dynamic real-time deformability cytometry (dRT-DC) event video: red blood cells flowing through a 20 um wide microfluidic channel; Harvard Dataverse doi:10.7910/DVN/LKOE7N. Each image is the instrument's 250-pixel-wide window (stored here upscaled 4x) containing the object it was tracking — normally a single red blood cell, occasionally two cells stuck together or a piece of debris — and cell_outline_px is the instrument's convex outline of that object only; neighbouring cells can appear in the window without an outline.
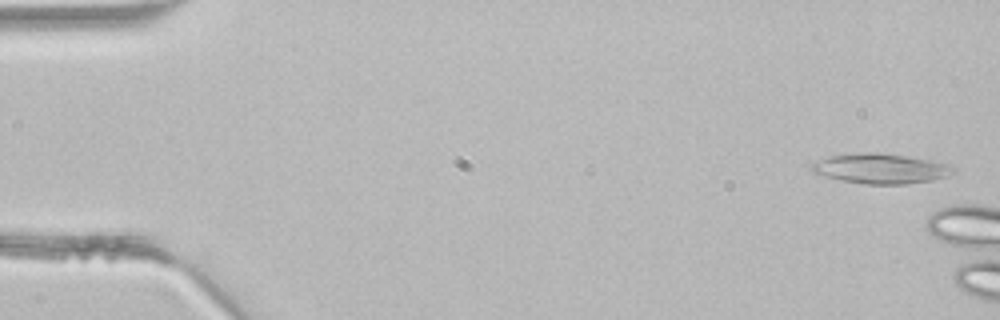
{"species": "common noctule bat (a hibernating species)", "species_latin": "Nyctalus noctula", "temperature_condition": "room temperature", "stored_images_in_passage": 3, "camera_frame_rate_fps": 3000, "um_per_image_px": 0.085, "animal": {"sex": "male", "body_mass_g": 21.5, "forearm_length_mm": 52.0}, "frame": {"image": 1, "passage_image": 3, "time_ms": 0.667, "image_size_px": [1000, 320], "cell_outline_px": [[956, 172], [932, 180], [904, 184], [864, 184], [844, 180], [812, 172], [812, 164], [828, 156], [856, 152], [876, 152], [908, 156], [932, 160], [948, 164], [956, 168]], "centroid_in_image_um": [74.9, 14.31], "position_along_channel_um": 10.1, "area_um2": 24.57}}